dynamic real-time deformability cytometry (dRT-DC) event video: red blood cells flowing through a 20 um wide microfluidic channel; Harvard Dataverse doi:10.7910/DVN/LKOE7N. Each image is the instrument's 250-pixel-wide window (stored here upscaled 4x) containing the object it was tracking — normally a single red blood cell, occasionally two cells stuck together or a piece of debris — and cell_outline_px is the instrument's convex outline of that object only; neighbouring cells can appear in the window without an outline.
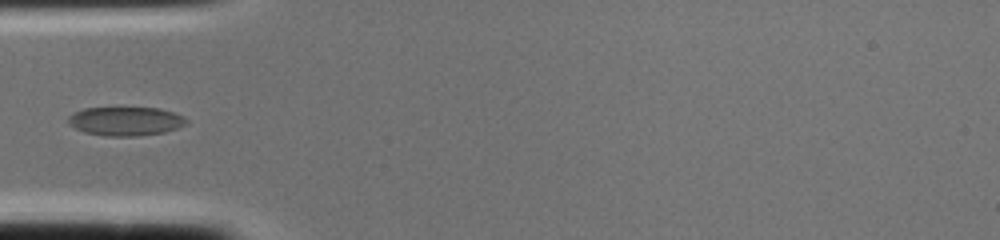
{"species": "common noctule bat (a hibernating species)", "species_latin": "Nyctalus noctula", "temperature_condition": "cold", "stored_images_in_passage": 2, "camera_frame_rate_fps": 3000, "um_per_image_px": 0.085, "animal": {"sex": "female", "body_mass_g": 22.0, "forearm_length_mm": 56.7}, "frame": {"image": 1, "passage_image": 2, "time_ms": 0.333, "image_size_px": [1000, 240], "cell_outline_px": [[188, 120], [184, 124], [176, 128], [164, 132], [140, 136], [104, 136], [84, 132], [68, 124], [68, 116], [72, 112], [84, 108], [160, 108], [176, 112], [184, 116]], "centroid_in_image_um": [10.66, 10.3], "position_along_channel_um": 74.3, "area_um2": 20.0}}